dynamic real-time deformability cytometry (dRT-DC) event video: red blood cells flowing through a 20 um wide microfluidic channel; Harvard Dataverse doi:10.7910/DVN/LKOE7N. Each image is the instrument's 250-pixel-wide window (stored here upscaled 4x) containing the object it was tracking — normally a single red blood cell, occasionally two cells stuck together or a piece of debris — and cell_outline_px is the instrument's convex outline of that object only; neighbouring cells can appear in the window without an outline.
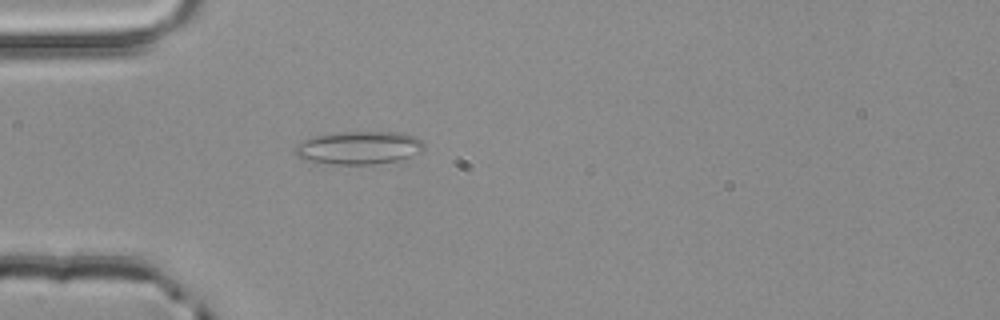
{"species": "common noctule bat (a hibernating species)", "species_latin": "Nyctalus noctula", "temperature_condition": "room temperature", "stored_images_in_passage": 2, "camera_frame_rate_fps": 3000, "um_per_image_px": 0.085, "animal": {"sex": "male", "body_mass_g": 20.4}, "frame": {"image": 1, "passage_image": 2, "time_ms": 0.333, "image_size_px": [1000, 320], "cell_outline_px": [[424, 148], [420, 152], [396, 160], [372, 164], [332, 164], [308, 160], [296, 156], [296, 144], [312, 136], [336, 132], [404, 132], [416, 136], [424, 140]], "centroid_in_image_um": [30.53, 12.53], "position_along_channel_um": 54.5, "area_um2": 24.8}}